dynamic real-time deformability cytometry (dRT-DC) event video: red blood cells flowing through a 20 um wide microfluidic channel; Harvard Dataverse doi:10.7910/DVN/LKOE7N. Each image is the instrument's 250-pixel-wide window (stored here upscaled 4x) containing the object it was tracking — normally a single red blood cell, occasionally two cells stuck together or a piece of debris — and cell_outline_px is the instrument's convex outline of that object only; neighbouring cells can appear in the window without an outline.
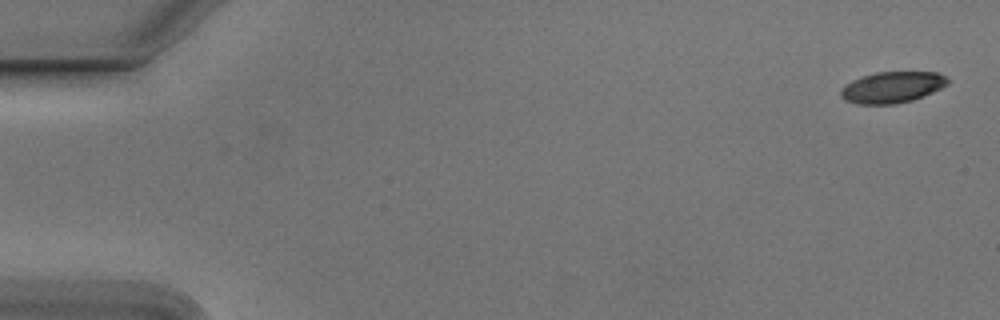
{"species": "Egyptian fruit bat (a non-hibernating species)", "species_latin": "Rousettus aegyptiacus", "temperature_condition": "cold", "stored_images_in_passage": 2, "camera_frame_rate_fps": 3000, "um_per_image_px": 0.085, "animal": {"sex": "male"}, "frame": {"image": 1, "passage_image": 2, "time_ms": 0.333, "image_size_px": [1000, 320], "cell_outline_px": [[948, 84], [924, 96], [912, 100], [896, 104], [860, 104], [844, 100], [840, 96], [840, 88], [852, 80], [876, 72], [936, 72], [944, 76], [948, 80]], "centroid_in_image_um": [75.8, 7.42], "position_along_channel_um": 9.2, "area_um2": 19.36}}